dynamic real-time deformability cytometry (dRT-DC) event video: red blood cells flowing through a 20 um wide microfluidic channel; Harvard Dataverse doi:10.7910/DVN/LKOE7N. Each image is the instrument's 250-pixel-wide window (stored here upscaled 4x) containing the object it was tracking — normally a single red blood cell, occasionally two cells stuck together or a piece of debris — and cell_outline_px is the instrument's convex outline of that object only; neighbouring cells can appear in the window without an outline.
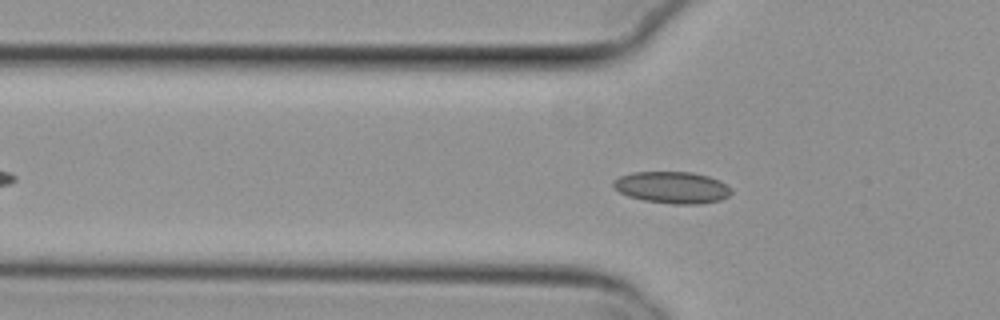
{"species": "common noctule bat (a hibernating species)", "species_latin": "Nyctalus noctula", "temperature_condition": "cold", "stored_images_in_passage": 44, "camera_frame_rate_fps": 3000, "um_per_image_px": 0.085, "animal": {"sex": "female", "body_mass_g": 29.2, "forearm_length_mm": 56.3}, "frame": {"image": 1, "passage_image": 13, "time_ms": 4.0, "image_size_px": [1000, 320], "cell_outline_px": [[732, 192], [728, 196], [720, 200], [700, 204], [672, 204], [644, 200], [628, 196], [612, 188], [612, 180], [620, 176], [632, 172], [692, 172], [708, 176], [720, 180], [732, 188]], "centroid_in_image_um": [57.13, 15.93], "position_along_channel_um": 68.7, "area_um2": 22.02}}
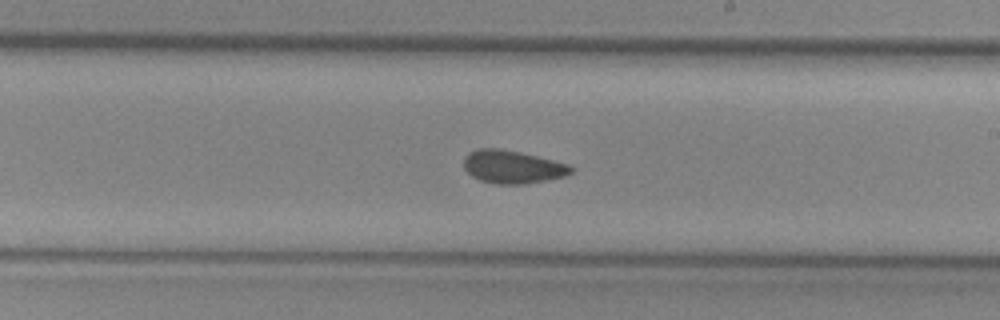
{"frame": {"image": 2, "passage_image": 27, "time_ms": 8.667, "image_size_px": [1000, 320], "cell_outline_px": [[576, 168], [572, 172], [564, 176], [548, 180], [524, 184], [496, 184], [480, 180], [472, 176], [464, 168], [464, 156], [468, 152], [480, 148], [500, 148], [520, 152], [568, 164]], "centroid_in_image_um": [43.56, 14.18], "position_along_channel_um": 245.4, "area_um2": 20.69}}
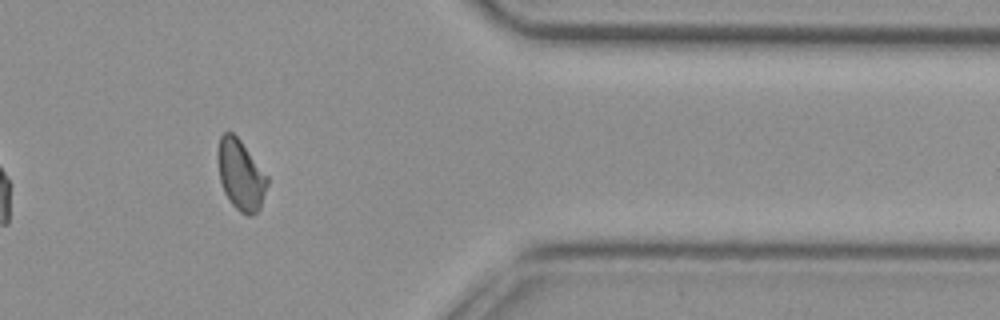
{"frame": {"image": 3, "passage_image": 40, "time_ms": 13.0, "image_size_px": [1000, 320], "cell_outline_px": [[268, 184], [260, 208], [252, 216], [248, 216], [240, 212], [232, 204], [224, 192], [220, 180], [220, 136], [224, 132], [232, 132], [240, 140], [268, 176]], "centroid_in_image_um": [20.51, 14.92], "position_along_channel_um": 390.9, "area_um2": 19.71}, "authors_computed_cell_mechanics": {"area_um2": 20.5768, "velocity_mm_per_s": 3.803, "shape_relaxation_time_tau1_ms": 4.5702, "shape_relaxation_time_tau2_ms": 2.2351, "deformation_change_tau1": 0.0728, "deformation_change_tau2": 0.0789}}